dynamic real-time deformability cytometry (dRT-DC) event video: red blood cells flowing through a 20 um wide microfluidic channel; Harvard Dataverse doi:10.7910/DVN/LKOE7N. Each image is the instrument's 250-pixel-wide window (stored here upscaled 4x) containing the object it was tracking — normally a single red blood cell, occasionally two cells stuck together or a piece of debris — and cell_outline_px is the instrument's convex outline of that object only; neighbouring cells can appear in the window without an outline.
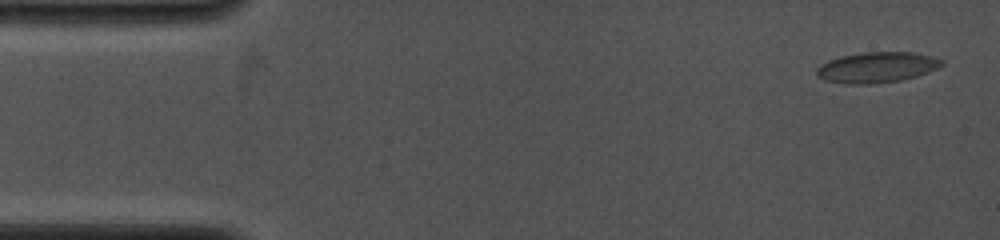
{"species": "common noctule bat (a hibernating species)", "species_latin": "Nyctalus noctula", "temperature_condition": "cold", "stored_images_in_passage": 6, "camera_frame_rate_fps": 4000, "um_per_image_px": 0.085, "animal": {"sex": "female", "body_mass_g": 19.0, "forearm_length_mm": 53.3}, "frame": {"image": 1, "passage_image": 1, "time_ms": 0.0, "image_size_px": [1000, 240], "cell_outline_px": [[944, 64], [928, 72], [916, 76], [900, 80], [872, 84], [844, 84], [824, 80], [816, 76], [816, 68], [820, 64], [828, 60], [840, 56], [864, 52], [912, 52], [932, 56], [944, 60]], "centroid_in_image_um": [74.49, 5.72], "position_along_channel_um": 10.5, "area_um2": 22.48}}
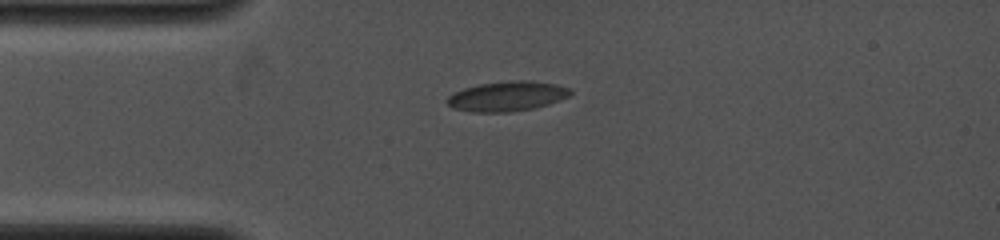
{"frame": {"image": 2, "passage_image": 5, "time_ms": 3.0, "image_size_px": [1000, 240], "cell_outline_px": [[572, 92], [568, 96], [560, 100], [548, 104], [532, 108], [508, 112], [472, 112], [452, 108], [444, 100], [452, 92], [464, 88], [480, 84], [512, 80], [532, 80], [556, 84], [572, 88]], "centroid_in_image_um": [43.08, 8.17], "position_along_channel_um": 41.9, "area_um2": 21.62}}